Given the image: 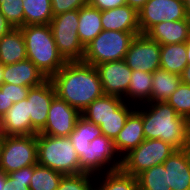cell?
Returning <instances> with one entry per match:
<instances>
[{
	"label": "cell",
	"instance_id": "cell-1",
	"mask_svg": "<svg viewBox=\"0 0 190 190\" xmlns=\"http://www.w3.org/2000/svg\"><path fill=\"white\" fill-rule=\"evenodd\" d=\"M50 80L56 95L80 112L104 95L97 68L83 61L67 62Z\"/></svg>",
	"mask_w": 190,
	"mask_h": 190
},
{
	"label": "cell",
	"instance_id": "cell-2",
	"mask_svg": "<svg viewBox=\"0 0 190 190\" xmlns=\"http://www.w3.org/2000/svg\"><path fill=\"white\" fill-rule=\"evenodd\" d=\"M143 106V131L145 139H160L176 150L184 148L188 120L164 102H146ZM150 105V106H149ZM147 107V108H146ZM146 108V109H145Z\"/></svg>",
	"mask_w": 190,
	"mask_h": 190
},
{
	"label": "cell",
	"instance_id": "cell-3",
	"mask_svg": "<svg viewBox=\"0 0 190 190\" xmlns=\"http://www.w3.org/2000/svg\"><path fill=\"white\" fill-rule=\"evenodd\" d=\"M27 50V59L50 79L67 62L60 55L49 24L20 27Z\"/></svg>",
	"mask_w": 190,
	"mask_h": 190
},
{
	"label": "cell",
	"instance_id": "cell-4",
	"mask_svg": "<svg viewBox=\"0 0 190 190\" xmlns=\"http://www.w3.org/2000/svg\"><path fill=\"white\" fill-rule=\"evenodd\" d=\"M37 163L64 175L81 174L79 157L69 137L37 133Z\"/></svg>",
	"mask_w": 190,
	"mask_h": 190
},
{
	"label": "cell",
	"instance_id": "cell-5",
	"mask_svg": "<svg viewBox=\"0 0 190 190\" xmlns=\"http://www.w3.org/2000/svg\"><path fill=\"white\" fill-rule=\"evenodd\" d=\"M140 32L102 30L86 47L83 62L93 66L124 59L132 40Z\"/></svg>",
	"mask_w": 190,
	"mask_h": 190
},
{
	"label": "cell",
	"instance_id": "cell-6",
	"mask_svg": "<svg viewBox=\"0 0 190 190\" xmlns=\"http://www.w3.org/2000/svg\"><path fill=\"white\" fill-rule=\"evenodd\" d=\"M36 164L37 134L0 137V169L5 174Z\"/></svg>",
	"mask_w": 190,
	"mask_h": 190
},
{
	"label": "cell",
	"instance_id": "cell-7",
	"mask_svg": "<svg viewBox=\"0 0 190 190\" xmlns=\"http://www.w3.org/2000/svg\"><path fill=\"white\" fill-rule=\"evenodd\" d=\"M79 10L53 16L50 27L60 55L66 62L82 61L85 48L80 42L77 27Z\"/></svg>",
	"mask_w": 190,
	"mask_h": 190
},
{
	"label": "cell",
	"instance_id": "cell-8",
	"mask_svg": "<svg viewBox=\"0 0 190 190\" xmlns=\"http://www.w3.org/2000/svg\"><path fill=\"white\" fill-rule=\"evenodd\" d=\"M176 149L160 139H145L121 158V170L137 176L142 171L163 164Z\"/></svg>",
	"mask_w": 190,
	"mask_h": 190
},
{
	"label": "cell",
	"instance_id": "cell-9",
	"mask_svg": "<svg viewBox=\"0 0 190 190\" xmlns=\"http://www.w3.org/2000/svg\"><path fill=\"white\" fill-rule=\"evenodd\" d=\"M117 155L112 139L105 135L96 137L87 145L83 154L79 156L81 173L100 176L104 172L117 171L121 168V158H115ZM112 160L114 161L112 162ZM108 163L110 165L109 167L107 165ZM104 167L108 168V170ZM102 168L104 170L106 169V171H102Z\"/></svg>",
	"mask_w": 190,
	"mask_h": 190
},
{
	"label": "cell",
	"instance_id": "cell-10",
	"mask_svg": "<svg viewBox=\"0 0 190 190\" xmlns=\"http://www.w3.org/2000/svg\"><path fill=\"white\" fill-rule=\"evenodd\" d=\"M184 0H148L138 11V25L141 34L165 21L186 19Z\"/></svg>",
	"mask_w": 190,
	"mask_h": 190
},
{
	"label": "cell",
	"instance_id": "cell-11",
	"mask_svg": "<svg viewBox=\"0 0 190 190\" xmlns=\"http://www.w3.org/2000/svg\"><path fill=\"white\" fill-rule=\"evenodd\" d=\"M124 61L132 71L153 73L160 69V44L140 33L132 40Z\"/></svg>",
	"mask_w": 190,
	"mask_h": 190
},
{
	"label": "cell",
	"instance_id": "cell-12",
	"mask_svg": "<svg viewBox=\"0 0 190 190\" xmlns=\"http://www.w3.org/2000/svg\"><path fill=\"white\" fill-rule=\"evenodd\" d=\"M80 116L81 112L78 109L56 95L51 102L46 125L39 134L69 137Z\"/></svg>",
	"mask_w": 190,
	"mask_h": 190
},
{
	"label": "cell",
	"instance_id": "cell-13",
	"mask_svg": "<svg viewBox=\"0 0 190 190\" xmlns=\"http://www.w3.org/2000/svg\"><path fill=\"white\" fill-rule=\"evenodd\" d=\"M55 96L56 90L50 79L40 86L30 88L27 100L31 120V135L39 133L46 125L48 111Z\"/></svg>",
	"mask_w": 190,
	"mask_h": 190
},
{
	"label": "cell",
	"instance_id": "cell-14",
	"mask_svg": "<svg viewBox=\"0 0 190 190\" xmlns=\"http://www.w3.org/2000/svg\"><path fill=\"white\" fill-rule=\"evenodd\" d=\"M104 95L124 98L130 84L132 70L124 59L101 63L96 66Z\"/></svg>",
	"mask_w": 190,
	"mask_h": 190
},
{
	"label": "cell",
	"instance_id": "cell-15",
	"mask_svg": "<svg viewBox=\"0 0 190 190\" xmlns=\"http://www.w3.org/2000/svg\"><path fill=\"white\" fill-rule=\"evenodd\" d=\"M135 108L136 109L128 116L122 130L113 140L118 157L121 156L119 154H122L121 158L145 140L143 131V109L138 106Z\"/></svg>",
	"mask_w": 190,
	"mask_h": 190
},
{
	"label": "cell",
	"instance_id": "cell-16",
	"mask_svg": "<svg viewBox=\"0 0 190 190\" xmlns=\"http://www.w3.org/2000/svg\"><path fill=\"white\" fill-rule=\"evenodd\" d=\"M48 78L29 59L14 64L3 65V83L23 87H37Z\"/></svg>",
	"mask_w": 190,
	"mask_h": 190
},
{
	"label": "cell",
	"instance_id": "cell-17",
	"mask_svg": "<svg viewBox=\"0 0 190 190\" xmlns=\"http://www.w3.org/2000/svg\"><path fill=\"white\" fill-rule=\"evenodd\" d=\"M101 23L103 30L140 32L138 12L127 4L101 11Z\"/></svg>",
	"mask_w": 190,
	"mask_h": 190
},
{
	"label": "cell",
	"instance_id": "cell-18",
	"mask_svg": "<svg viewBox=\"0 0 190 190\" xmlns=\"http://www.w3.org/2000/svg\"><path fill=\"white\" fill-rule=\"evenodd\" d=\"M146 34L160 45L183 43L190 36V18L158 23Z\"/></svg>",
	"mask_w": 190,
	"mask_h": 190
},
{
	"label": "cell",
	"instance_id": "cell-19",
	"mask_svg": "<svg viewBox=\"0 0 190 190\" xmlns=\"http://www.w3.org/2000/svg\"><path fill=\"white\" fill-rule=\"evenodd\" d=\"M163 165L168 168V189L190 190V162L183 149L175 150Z\"/></svg>",
	"mask_w": 190,
	"mask_h": 190
},
{
	"label": "cell",
	"instance_id": "cell-20",
	"mask_svg": "<svg viewBox=\"0 0 190 190\" xmlns=\"http://www.w3.org/2000/svg\"><path fill=\"white\" fill-rule=\"evenodd\" d=\"M3 135H31L27 98L14 103L2 116Z\"/></svg>",
	"mask_w": 190,
	"mask_h": 190
},
{
	"label": "cell",
	"instance_id": "cell-21",
	"mask_svg": "<svg viewBox=\"0 0 190 190\" xmlns=\"http://www.w3.org/2000/svg\"><path fill=\"white\" fill-rule=\"evenodd\" d=\"M27 59V50L20 28H13L0 39V62L14 64Z\"/></svg>",
	"mask_w": 190,
	"mask_h": 190
},
{
	"label": "cell",
	"instance_id": "cell-22",
	"mask_svg": "<svg viewBox=\"0 0 190 190\" xmlns=\"http://www.w3.org/2000/svg\"><path fill=\"white\" fill-rule=\"evenodd\" d=\"M78 22V36L85 48L103 30L101 11L88 3L79 9Z\"/></svg>",
	"mask_w": 190,
	"mask_h": 190
},
{
	"label": "cell",
	"instance_id": "cell-23",
	"mask_svg": "<svg viewBox=\"0 0 190 190\" xmlns=\"http://www.w3.org/2000/svg\"><path fill=\"white\" fill-rule=\"evenodd\" d=\"M124 102V99L121 97L114 95H103L88 105L81 112V115L90 122H93L99 126L102 121L113 115V112L117 110Z\"/></svg>",
	"mask_w": 190,
	"mask_h": 190
},
{
	"label": "cell",
	"instance_id": "cell-24",
	"mask_svg": "<svg viewBox=\"0 0 190 190\" xmlns=\"http://www.w3.org/2000/svg\"><path fill=\"white\" fill-rule=\"evenodd\" d=\"M181 75L158 69L152 73L150 102H164L178 88Z\"/></svg>",
	"mask_w": 190,
	"mask_h": 190
},
{
	"label": "cell",
	"instance_id": "cell-25",
	"mask_svg": "<svg viewBox=\"0 0 190 190\" xmlns=\"http://www.w3.org/2000/svg\"><path fill=\"white\" fill-rule=\"evenodd\" d=\"M188 65L185 42L160 45V68L181 75Z\"/></svg>",
	"mask_w": 190,
	"mask_h": 190
},
{
	"label": "cell",
	"instance_id": "cell-26",
	"mask_svg": "<svg viewBox=\"0 0 190 190\" xmlns=\"http://www.w3.org/2000/svg\"><path fill=\"white\" fill-rule=\"evenodd\" d=\"M152 89V73L144 71H132L130 84L126 96L123 98L127 103L134 102L135 106L139 103L150 102ZM137 102V104H136Z\"/></svg>",
	"mask_w": 190,
	"mask_h": 190
},
{
	"label": "cell",
	"instance_id": "cell-27",
	"mask_svg": "<svg viewBox=\"0 0 190 190\" xmlns=\"http://www.w3.org/2000/svg\"><path fill=\"white\" fill-rule=\"evenodd\" d=\"M101 135L103 134L99 126L81 115L76 122L74 130L69 135V138L79 157L83 154L87 145H89L93 139Z\"/></svg>",
	"mask_w": 190,
	"mask_h": 190
},
{
	"label": "cell",
	"instance_id": "cell-28",
	"mask_svg": "<svg viewBox=\"0 0 190 190\" xmlns=\"http://www.w3.org/2000/svg\"><path fill=\"white\" fill-rule=\"evenodd\" d=\"M24 26L50 24L53 18L51 0H23Z\"/></svg>",
	"mask_w": 190,
	"mask_h": 190
},
{
	"label": "cell",
	"instance_id": "cell-29",
	"mask_svg": "<svg viewBox=\"0 0 190 190\" xmlns=\"http://www.w3.org/2000/svg\"><path fill=\"white\" fill-rule=\"evenodd\" d=\"M104 174L103 180L100 178V181L95 183V190H139L137 177L126 174L121 169Z\"/></svg>",
	"mask_w": 190,
	"mask_h": 190
},
{
	"label": "cell",
	"instance_id": "cell-30",
	"mask_svg": "<svg viewBox=\"0 0 190 190\" xmlns=\"http://www.w3.org/2000/svg\"><path fill=\"white\" fill-rule=\"evenodd\" d=\"M136 177L139 190H171L168 189V168L163 164L148 168Z\"/></svg>",
	"mask_w": 190,
	"mask_h": 190
},
{
	"label": "cell",
	"instance_id": "cell-31",
	"mask_svg": "<svg viewBox=\"0 0 190 190\" xmlns=\"http://www.w3.org/2000/svg\"><path fill=\"white\" fill-rule=\"evenodd\" d=\"M64 174L39 165H34V174L29 185L30 190H57Z\"/></svg>",
	"mask_w": 190,
	"mask_h": 190
},
{
	"label": "cell",
	"instance_id": "cell-32",
	"mask_svg": "<svg viewBox=\"0 0 190 190\" xmlns=\"http://www.w3.org/2000/svg\"><path fill=\"white\" fill-rule=\"evenodd\" d=\"M131 103L124 102L117 110L113 112V115L102 121L99 128L102 134L106 137L114 140L119 132L125 125L128 116L134 111L135 105L132 107Z\"/></svg>",
	"mask_w": 190,
	"mask_h": 190
},
{
	"label": "cell",
	"instance_id": "cell-33",
	"mask_svg": "<svg viewBox=\"0 0 190 190\" xmlns=\"http://www.w3.org/2000/svg\"><path fill=\"white\" fill-rule=\"evenodd\" d=\"M166 102L175 109L178 115L190 120V85L180 83Z\"/></svg>",
	"mask_w": 190,
	"mask_h": 190
},
{
	"label": "cell",
	"instance_id": "cell-34",
	"mask_svg": "<svg viewBox=\"0 0 190 190\" xmlns=\"http://www.w3.org/2000/svg\"><path fill=\"white\" fill-rule=\"evenodd\" d=\"M94 177L98 178L97 176L89 173L64 175L57 190H95L94 182H96V179L93 180Z\"/></svg>",
	"mask_w": 190,
	"mask_h": 190
},
{
	"label": "cell",
	"instance_id": "cell-35",
	"mask_svg": "<svg viewBox=\"0 0 190 190\" xmlns=\"http://www.w3.org/2000/svg\"><path fill=\"white\" fill-rule=\"evenodd\" d=\"M34 174V165L7 174L4 190H30L29 185Z\"/></svg>",
	"mask_w": 190,
	"mask_h": 190
},
{
	"label": "cell",
	"instance_id": "cell-36",
	"mask_svg": "<svg viewBox=\"0 0 190 190\" xmlns=\"http://www.w3.org/2000/svg\"><path fill=\"white\" fill-rule=\"evenodd\" d=\"M23 0H0V12L14 27L24 26Z\"/></svg>",
	"mask_w": 190,
	"mask_h": 190
},
{
	"label": "cell",
	"instance_id": "cell-37",
	"mask_svg": "<svg viewBox=\"0 0 190 190\" xmlns=\"http://www.w3.org/2000/svg\"><path fill=\"white\" fill-rule=\"evenodd\" d=\"M88 3L89 0H51L53 16L79 10Z\"/></svg>",
	"mask_w": 190,
	"mask_h": 190
},
{
	"label": "cell",
	"instance_id": "cell-38",
	"mask_svg": "<svg viewBox=\"0 0 190 190\" xmlns=\"http://www.w3.org/2000/svg\"><path fill=\"white\" fill-rule=\"evenodd\" d=\"M0 90H5L6 96L8 97L9 101L17 103L22 99L27 98L30 87H23L15 84L3 83L0 86Z\"/></svg>",
	"mask_w": 190,
	"mask_h": 190
},
{
	"label": "cell",
	"instance_id": "cell-39",
	"mask_svg": "<svg viewBox=\"0 0 190 190\" xmlns=\"http://www.w3.org/2000/svg\"><path fill=\"white\" fill-rule=\"evenodd\" d=\"M89 4L100 11L110 10L127 4L126 0H89Z\"/></svg>",
	"mask_w": 190,
	"mask_h": 190
},
{
	"label": "cell",
	"instance_id": "cell-40",
	"mask_svg": "<svg viewBox=\"0 0 190 190\" xmlns=\"http://www.w3.org/2000/svg\"><path fill=\"white\" fill-rule=\"evenodd\" d=\"M14 103L9 101L5 90H0V116L2 117Z\"/></svg>",
	"mask_w": 190,
	"mask_h": 190
},
{
	"label": "cell",
	"instance_id": "cell-41",
	"mask_svg": "<svg viewBox=\"0 0 190 190\" xmlns=\"http://www.w3.org/2000/svg\"><path fill=\"white\" fill-rule=\"evenodd\" d=\"M13 28L14 27L7 21L6 17L0 12V39Z\"/></svg>",
	"mask_w": 190,
	"mask_h": 190
},
{
	"label": "cell",
	"instance_id": "cell-42",
	"mask_svg": "<svg viewBox=\"0 0 190 190\" xmlns=\"http://www.w3.org/2000/svg\"><path fill=\"white\" fill-rule=\"evenodd\" d=\"M148 0H126L127 5L134 8L137 12L144 6Z\"/></svg>",
	"mask_w": 190,
	"mask_h": 190
},
{
	"label": "cell",
	"instance_id": "cell-43",
	"mask_svg": "<svg viewBox=\"0 0 190 190\" xmlns=\"http://www.w3.org/2000/svg\"><path fill=\"white\" fill-rule=\"evenodd\" d=\"M181 83L190 85V64H188L181 73Z\"/></svg>",
	"mask_w": 190,
	"mask_h": 190
},
{
	"label": "cell",
	"instance_id": "cell-44",
	"mask_svg": "<svg viewBox=\"0 0 190 190\" xmlns=\"http://www.w3.org/2000/svg\"><path fill=\"white\" fill-rule=\"evenodd\" d=\"M183 150L186 152L187 157L190 162V124L187 126V135H186V141Z\"/></svg>",
	"mask_w": 190,
	"mask_h": 190
},
{
	"label": "cell",
	"instance_id": "cell-45",
	"mask_svg": "<svg viewBox=\"0 0 190 190\" xmlns=\"http://www.w3.org/2000/svg\"><path fill=\"white\" fill-rule=\"evenodd\" d=\"M7 179V174H5L1 169H0V190H4L5 186V181Z\"/></svg>",
	"mask_w": 190,
	"mask_h": 190
},
{
	"label": "cell",
	"instance_id": "cell-46",
	"mask_svg": "<svg viewBox=\"0 0 190 190\" xmlns=\"http://www.w3.org/2000/svg\"><path fill=\"white\" fill-rule=\"evenodd\" d=\"M185 46H186V52H187V61H188V64H190V36L185 41Z\"/></svg>",
	"mask_w": 190,
	"mask_h": 190
},
{
	"label": "cell",
	"instance_id": "cell-47",
	"mask_svg": "<svg viewBox=\"0 0 190 190\" xmlns=\"http://www.w3.org/2000/svg\"><path fill=\"white\" fill-rule=\"evenodd\" d=\"M187 16L190 18V0H184Z\"/></svg>",
	"mask_w": 190,
	"mask_h": 190
},
{
	"label": "cell",
	"instance_id": "cell-48",
	"mask_svg": "<svg viewBox=\"0 0 190 190\" xmlns=\"http://www.w3.org/2000/svg\"><path fill=\"white\" fill-rule=\"evenodd\" d=\"M3 84V64L0 62V86Z\"/></svg>",
	"mask_w": 190,
	"mask_h": 190
},
{
	"label": "cell",
	"instance_id": "cell-49",
	"mask_svg": "<svg viewBox=\"0 0 190 190\" xmlns=\"http://www.w3.org/2000/svg\"><path fill=\"white\" fill-rule=\"evenodd\" d=\"M3 135L2 117L0 116V137Z\"/></svg>",
	"mask_w": 190,
	"mask_h": 190
}]
</instances>
